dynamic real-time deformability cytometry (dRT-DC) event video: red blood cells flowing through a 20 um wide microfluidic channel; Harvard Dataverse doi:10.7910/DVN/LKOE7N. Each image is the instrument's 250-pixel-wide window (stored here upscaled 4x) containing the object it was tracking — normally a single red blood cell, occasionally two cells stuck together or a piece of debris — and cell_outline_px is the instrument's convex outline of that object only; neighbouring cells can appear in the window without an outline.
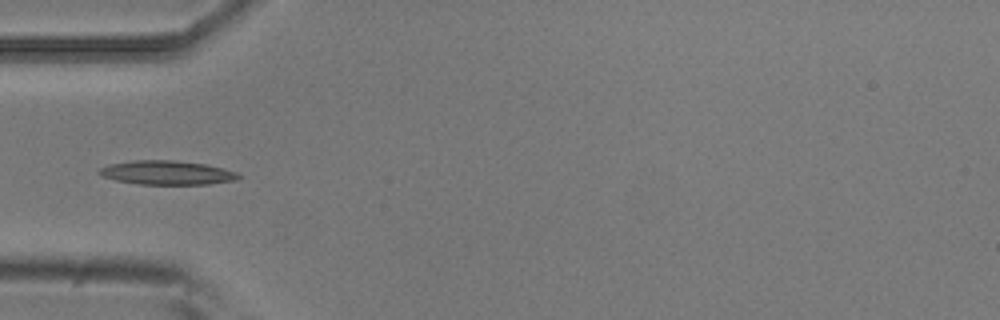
{"species": "common noctule bat (a hibernating species)", "species_latin": "Nyctalus noctula", "temperature_condition": "room temperature", "stored_images_in_passage": 4, "camera_frame_rate_fps": 3000, "um_per_image_px": 0.085, "animal": {"sex": "male", "body_mass_g": 20.5, "forearm_length_mm": 52.5}, "frame": {"image": 1, "passage_image": 4, "time_ms": 1.0, "image_size_px": [1000, 320], "cell_outline_px": [[240, 176], [236, 180], [208, 184], [140, 184], [116, 180], [104, 176], [96, 172], [100, 168], [108, 164], [136, 160], [172, 160], [204, 164], [224, 168], [236, 172]], "centroid_in_image_um": [14.18, 14.67], "position_along_channel_um": 70.8, "area_um2": 19.31}}